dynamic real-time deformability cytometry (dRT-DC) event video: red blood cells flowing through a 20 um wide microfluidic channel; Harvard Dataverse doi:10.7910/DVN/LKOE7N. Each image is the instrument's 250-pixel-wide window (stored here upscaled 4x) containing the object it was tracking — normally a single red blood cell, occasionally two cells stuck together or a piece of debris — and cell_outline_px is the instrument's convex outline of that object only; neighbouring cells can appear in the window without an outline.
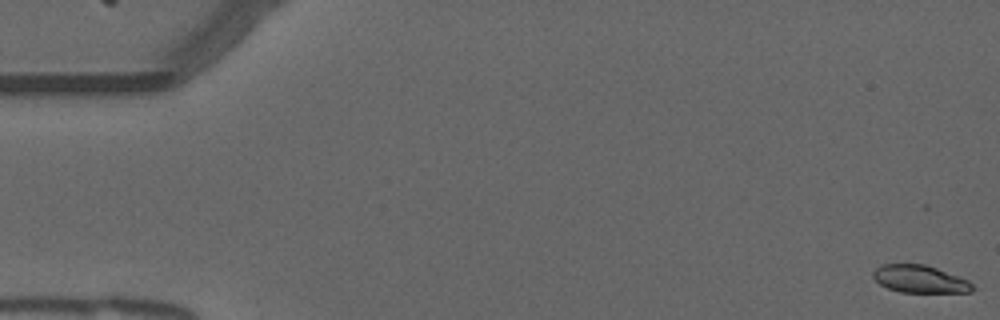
{"species": "common noctule bat (a hibernating species)", "species_latin": "Nyctalus noctula", "temperature_condition": "warm", "stored_images_in_passage": 27, "camera_frame_rate_fps": 3000, "um_per_image_px": 0.085, "animal": {"sex": "male", "forearm_length_mm": 52.5}, "frame": {"image": 1, "passage_image": 1, "time_ms": 0.0, "image_size_px": [1000, 320], "cell_outline_px": [[980, 288], [972, 292], [900, 292], [888, 288], [880, 284], [872, 276], [872, 272], [880, 264], [924, 264], [936, 268], [968, 280]], "centroid_in_image_um": [78.23, 23.73], "position_along_channel_um": 6.8, "area_um2": 16.07}}
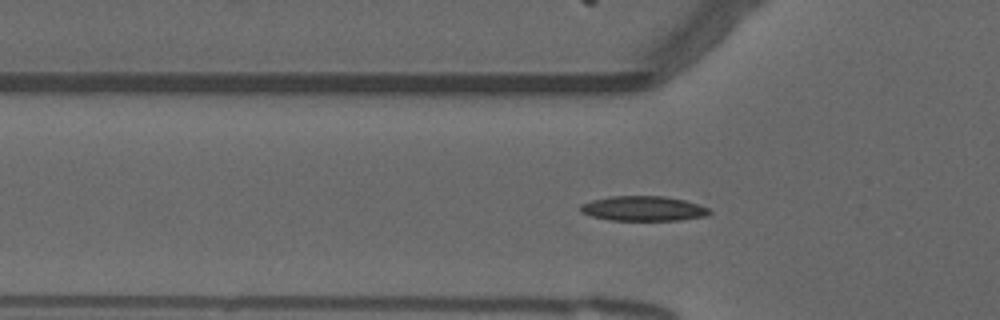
{"frame": {"image": 2, "passage_image": 18, "time_ms": 5.667, "image_size_px": [1000, 320], "cell_outline_px": [[712, 212], [704, 216], [680, 220], [612, 220], [592, 216], [580, 212], [580, 204], [592, 200], [612, 196], [664, 196], [684, 200], [708, 208]], "centroid_in_image_um": [54.65, 17.72], "position_along_channel_um": 71.1, "area_um2": 18.5}}
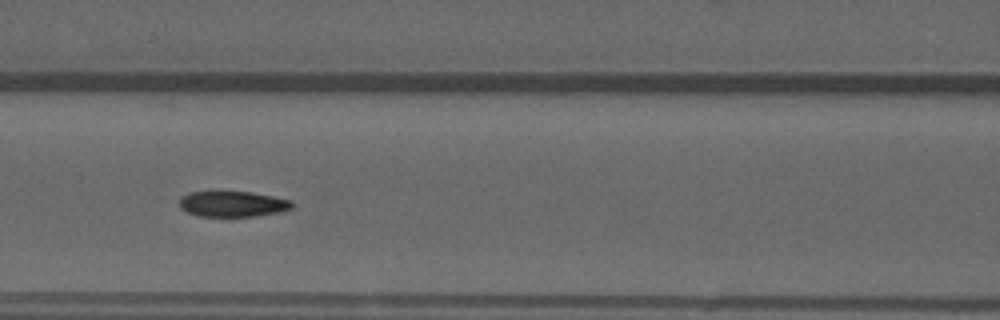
{"frame": {"image": 3, "passage_image": 24, "time_ms": 7.667, "image_size_px": [1000, 320], "cell_outline_px": [[296, 204], [292, 208], [284, 212], [256, 216], [200, 216], [188, 212], [180, 208], [180, 196], [188, 192], [208, 188], [220, 188], [252, 192], [292, 200]], "centroid_in_image_um": [19.76, 17.27], "position_along_channel_um": 146.8, "area_um2": 18.09}}